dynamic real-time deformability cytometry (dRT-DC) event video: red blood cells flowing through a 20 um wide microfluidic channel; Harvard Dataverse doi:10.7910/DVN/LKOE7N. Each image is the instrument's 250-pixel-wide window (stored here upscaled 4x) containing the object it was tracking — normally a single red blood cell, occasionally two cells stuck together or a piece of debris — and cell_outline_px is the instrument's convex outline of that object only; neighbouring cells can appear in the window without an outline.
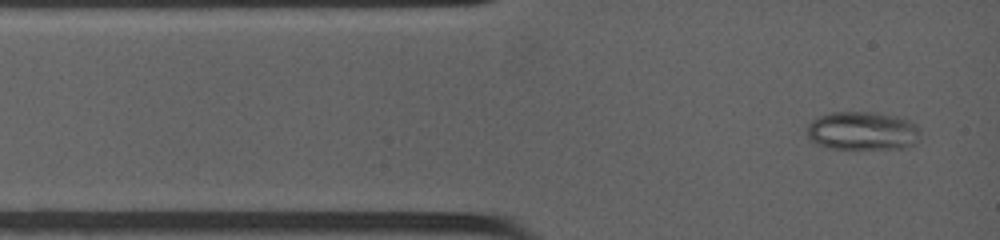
{"species": "common noctule bat (a hibernating species)", "species_latin": "Nyctalus noctula", "temperature_condition": "warm", "stored_images_in_passage": 20, "camera_frame_rate_fps": 4500, "um_per_image_px": 0.085, "animal": {"sex": "female", "body_mass_g": 19.0, "forearm_length_mm": 53.3}, "frame": {"image": 1, "passage_image": 1, "time_ms": 0.0, "image_size_px": [1000, 240], "cell_outline_px": [[920, 140], [916, 144], [904, 148], [828, 148], [816, 144], [808, 140], [808, 124], [812, 120], [820, 116], [832, 112], [872, 112], [896, 116], [908, 120], [916, 124], [920, 128]], "centroid_in_image_um": [73.34, 11.13], "position_along_channel_um": 11.7, "area_um2": 25.61}}
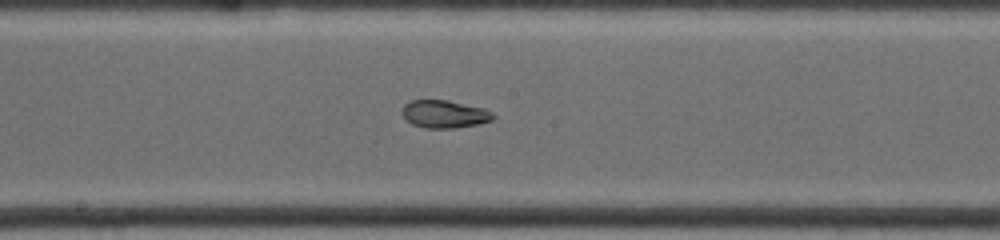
{"frame": {"image": 2, "passage_image": 12, "time_ms": 5.778, "image_size_px": [1000, 240], "cell_outline_px": [[496, 116], [492, 120], [480, 124], [456, 128], [424, 128], [412, 124], [400, 112], [400, 108], [404, 104], [412, 100], [448, 100], [484, 108], [492, 112]], "centroid_in_image_um": [37.78, 9.7], "position_along_channel_um": 210.4, "area_um2": 14.91}}
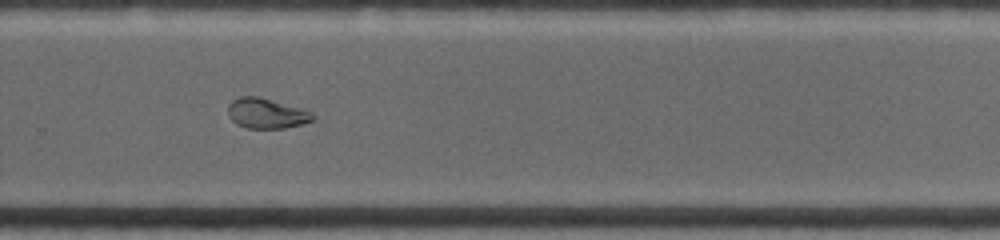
{"frame": {"image": 3, "passage_image": 18, "time_ms": 8.222, "image_size_px": [1000, 240], "cell_outline_px": [[316, 116], [312, 120], [300, 124], [284, 128], [248, 128], [236, 124], [228, 116], [228, 104], [232, 100], [240, 96], [260, 96], [300, 108], [312, 112]], "centroid_in_image_um": [22.62, 9.62], "position_along_channel_um": 307.2, "area_um2": 14.91}}